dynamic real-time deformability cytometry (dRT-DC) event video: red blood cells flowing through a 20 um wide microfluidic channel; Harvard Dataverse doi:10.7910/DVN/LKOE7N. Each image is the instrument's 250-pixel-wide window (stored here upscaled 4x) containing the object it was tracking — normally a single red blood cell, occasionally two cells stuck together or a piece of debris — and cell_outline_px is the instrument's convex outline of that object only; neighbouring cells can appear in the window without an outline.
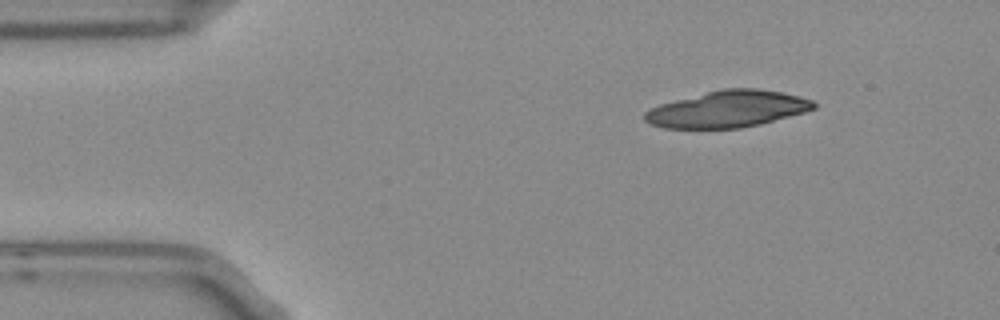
{"species": "Egyptian fruit bat (a non-hibernating species)", "species_latin": "Rousettus aegyptiacus", "temperature_condition": "room temperature", "stored_images_in_passage": 3, "camera_frame_rate_fps": 3000, "um_per_image_px": 0.085, "frame": {"image": 1, "passage_image": 1, "time_ms": 0.0, "image_size_px": [1000, 320], "cell_outline_px": [[816, 108], [804, 112], [760, 124], [740, 128], [664, 128], [652, 124], [644, 120], [644, 112], [660, 104], [724, 88], [756, 88], [780, 92], [800, 96], [812, 100], [816, 104]], "centroid_in_image_um": [61.87, 9.27], "position_along_channel_um": 23.1, "area_um2": 35.66}}